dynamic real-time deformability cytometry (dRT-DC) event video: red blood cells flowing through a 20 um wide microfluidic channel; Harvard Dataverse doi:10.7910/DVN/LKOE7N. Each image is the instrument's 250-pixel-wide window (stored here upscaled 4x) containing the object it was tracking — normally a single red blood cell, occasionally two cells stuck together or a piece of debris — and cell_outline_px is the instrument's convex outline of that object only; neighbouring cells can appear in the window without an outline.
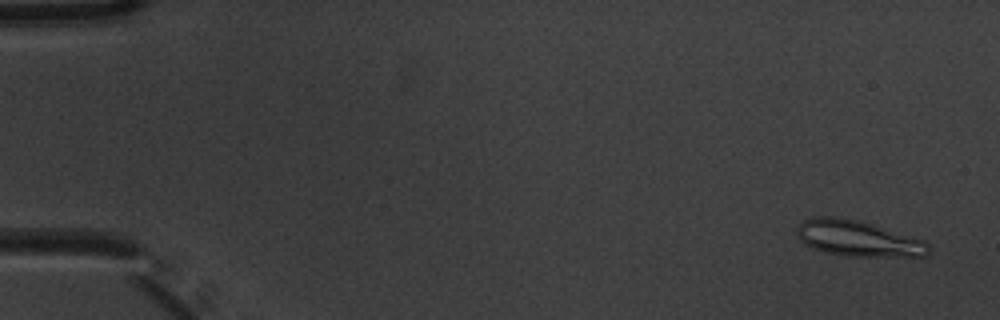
{"species": "common noctule bat (a hibernating species)", "species_latin": "Nyctalus noctula", "temperature_condition": "warm", "stored_images_in_passage": 5, "camera_frame_rate_fps": 3000, "um_per_image_px": 0.085, "animal": {"sex": "male", "body_mass_g": 20.1, "forearm_length_mm": 53.5}, "frame": {"image": 1, "passage_image": 1, "time_ms": 0.0, "image_size_px": [1000, 320], "cell_outline_px": [[928, 256], [848, 256], [824, 252], [804, 244], [796, 236], [796, 228], [804, 220], [816, 216], [836, 216], [856, 220], [872, 224], [924, 240], [928, 244]], "centroid_in_image_um": [72.88, 20.26], "position_along_channel_um": 12.1, "area_um2": 27.34}}
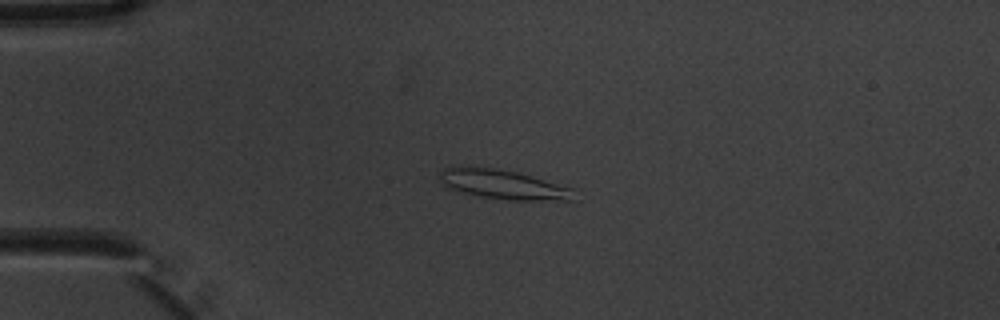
{"frame": {"image": 2, "passage_image": 4, "time_ms": 1.0, "image_size_px": [1000, 320], "cell_outline_px": [[576, 200], [508, 200], [480, 196], [464, 192], [452, 188], [444, 184], [440, 180], [440, 168], [492, 168], [516, 172], [532, 176], [572, 188]], "centroid_in_image_um": [42.83, 15.7], "position_along_channel_um": 42.2, "area_um2": 22.31}}